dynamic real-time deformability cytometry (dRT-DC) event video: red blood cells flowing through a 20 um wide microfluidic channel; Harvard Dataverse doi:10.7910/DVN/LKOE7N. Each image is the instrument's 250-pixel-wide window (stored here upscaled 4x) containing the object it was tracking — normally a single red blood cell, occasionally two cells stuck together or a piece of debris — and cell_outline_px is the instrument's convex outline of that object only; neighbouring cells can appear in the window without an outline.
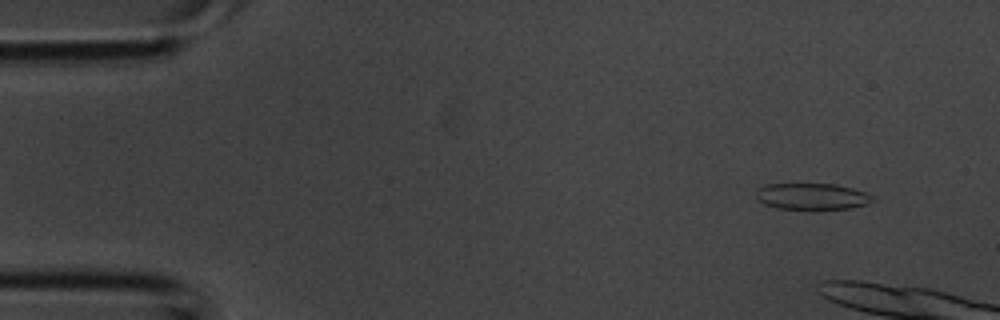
{"species": "common noctule bat (a hibernating species)", "species_latin": "Nyctalus noctula", "temperature_condition": "room temperature", "stored_images_in_passage": 4, "camera_frame_rate_fps": 3000, "um_per_image_px": 0.085, "animal": {"sex": "male", "body_mass_g": 20.1, "forearm_length_mm": 53.5}, "frame": {"image": 1, "passage_image": 1, "time_ms": 0.0, "image_size_px": [1000, 320], "cell_outline_px": [[876, 200], [868, 204], [852, 208], [808, 212], [776, 208], [764, 204], [756, 196], [756, 192], [764, 184], [836, 184], [852, 188], [864, 192], [872, 196]], "centroid_in_image_um": [69.04, 16.75], "position_along_channel_um": 16.0, "area_um2": 18.73}}